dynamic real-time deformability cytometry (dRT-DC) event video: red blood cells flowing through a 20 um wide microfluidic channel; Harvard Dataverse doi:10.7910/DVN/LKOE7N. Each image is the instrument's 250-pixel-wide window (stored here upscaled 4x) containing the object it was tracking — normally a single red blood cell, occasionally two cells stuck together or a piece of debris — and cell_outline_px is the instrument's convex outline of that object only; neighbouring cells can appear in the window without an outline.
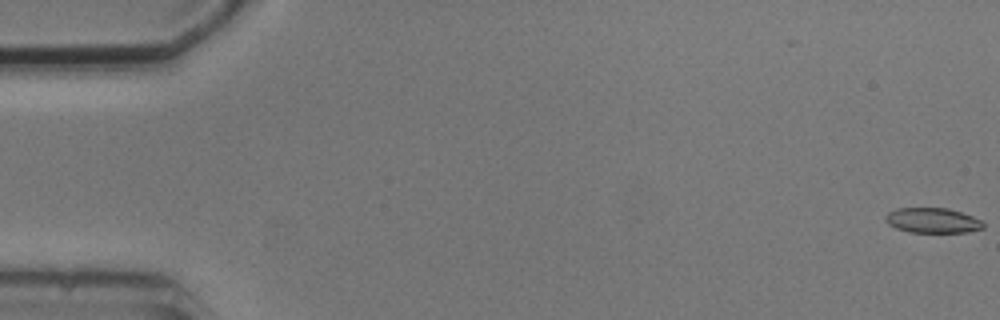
{"species": "common noctule bat (a hibernating species)", "species_latin": "Nyctalus noctula", "temperature_condition": "cold", "stored_images_in_passage": 5, "camera_frame_rate_fps": 3000, "um_per_image_px": 0.085, "animal": {"sex": "male", "body_mass_g": 20.5, "forearm_length_mm": 52.5}, "frame": {"image": 1, "passage_image": 1, "time_ms": 0.0, "image_size_px": [1000, 320], "cell_outline_px": [[984, 228], [968, 232], [908, 232], [896, 228], [888, 224], [884, 216], [888, 212], [896, 208], [948, 208], [972, 216], [980, 220], [984, 224]], "centroid_in_image_um": [79.25, 18.73], "position_along_channel_um": 5.8, "area_um2": 14.28}}
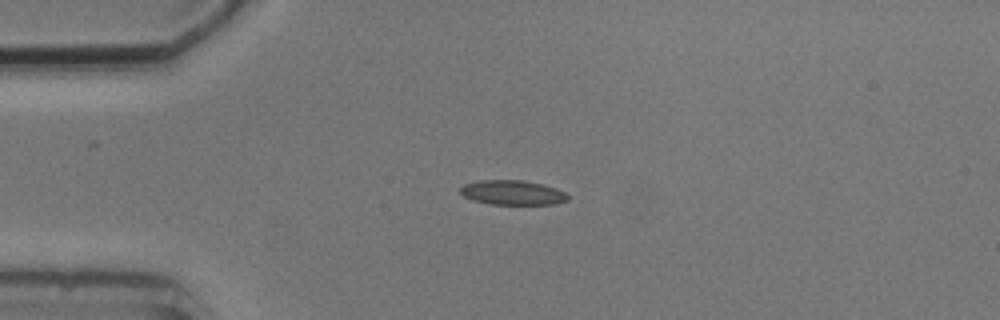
{"frame": {"image": 2, "passage_image": 4, "time_ms": 4.333, "image_size_px": [1000, 320], "cell_outline_px": [[568, 200], [552, 204], [488, 204], [472, 200], [464, 196], [460, 192], [460, 188], [464, 184], [480, 180], [524, 180], [544, 184], [556, 188], [564, 192], [568, 196]], "centroid_in_image_um": [43.55, 16.36], "position_along_channel_um": 41.5, "area_um2": 15.43}}